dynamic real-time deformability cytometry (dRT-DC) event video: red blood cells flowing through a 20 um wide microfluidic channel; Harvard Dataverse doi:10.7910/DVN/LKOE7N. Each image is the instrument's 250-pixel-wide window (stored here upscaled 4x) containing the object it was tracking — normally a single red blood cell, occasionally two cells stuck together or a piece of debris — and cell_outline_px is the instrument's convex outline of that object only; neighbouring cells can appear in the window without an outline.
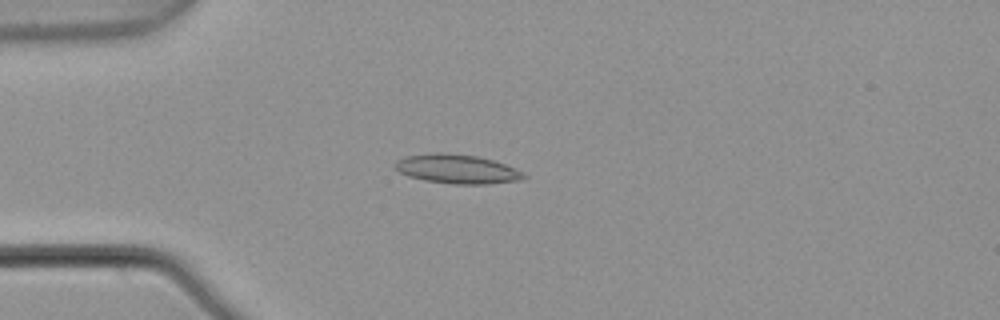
{"species": "common noctule bat (a hibernating species)", "species_latin": "Nyctalus noctula", "temperature_condition": "warm", "stored_images_in_passage": 6, "camera_frame_rate_fps": 3000, "um_per_image_px": 0.085, "animal": {"sex": "male", "body_mass_g": 21.5, "forearm_length_mm": 52.0}, "frame": {"image": 1, "passage_image": 4, "time_ms": 1.0, "image_size_px": [1000, 320], "cell_outline_px": [[528, 176], [516, 180], [488, 184], [452, 184], [424, 180], [408, 176], [400, 172], [392, 164], [396, 160], [408, 156], [436, 152], [440, 152], [476, 156], [492, 160], [504, 164], [524, 172]], "centroid_in_image_um": [38.82, 14.37], "position_along_channel_um": 46.2, "area_um2": 21.68}}
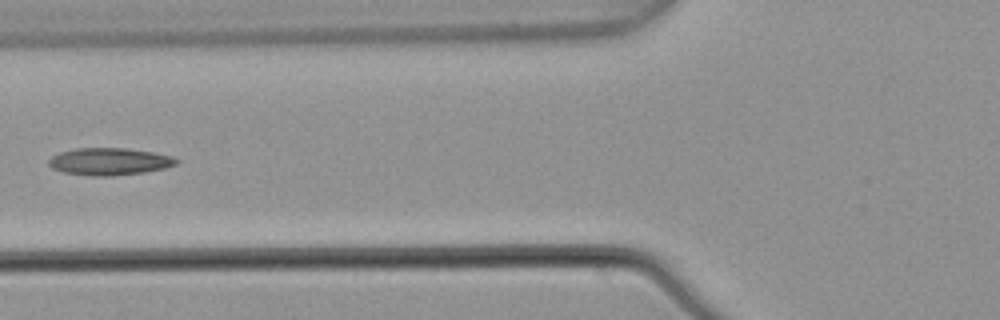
{"frame": {"image": 2, "passage_image": 6, "time_ms": 1.667, "image_size_px": [1000, 320], "cell_outline_px": [[180, 160], [176, 164], [164, 168], [144, 172], [112, 176], [92, 176], [64, 172], [52, 168], [48, 164], [48, 160], [52, 156], [60, 152], [76, 148], [124, 148], [152, 152], [172, 156]], "centroid_in_image_um": [9.29, 13.73], "position_along_channel_um": 116.5, "area_um2": 20.17}}